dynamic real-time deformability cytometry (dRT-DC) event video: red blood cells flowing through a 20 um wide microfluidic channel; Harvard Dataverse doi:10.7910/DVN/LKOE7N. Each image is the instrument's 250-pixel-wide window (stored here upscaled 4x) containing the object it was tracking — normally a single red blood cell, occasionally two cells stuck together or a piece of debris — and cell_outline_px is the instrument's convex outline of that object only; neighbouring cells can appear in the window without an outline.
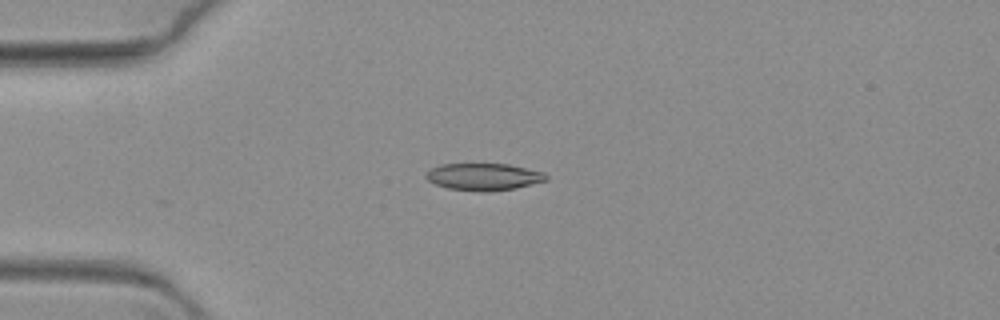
{"species": "common noctule bat (a hibernating species)", "species_latin": "Nyctalus noctula", "temperature_condition": "warm", "stored_images_in_passage": 50, "camera_frame_rate_fps": 3000, "um_per_image_px": 0.085, "animal": {"sex": "female", "body_mass_g": 19.3, "forearm_length_mm": 54.1}, "frame": {"image": 1, "passage_image": 17, "time_ms": 5.333, "image_size_px": [1000, 320], "cell_outline_px": [[548, 180], [516, 188], [484, 192], [448, 188], [436, 184], [428, 180], [424, 176], [432, 168], [440, 164], [508, 164], [544, 172], [548, 176]], "centroid_in_image_um": [41.14, 15.02], "position_along_channel_um": 43.9, "area_um2": 18.84}}
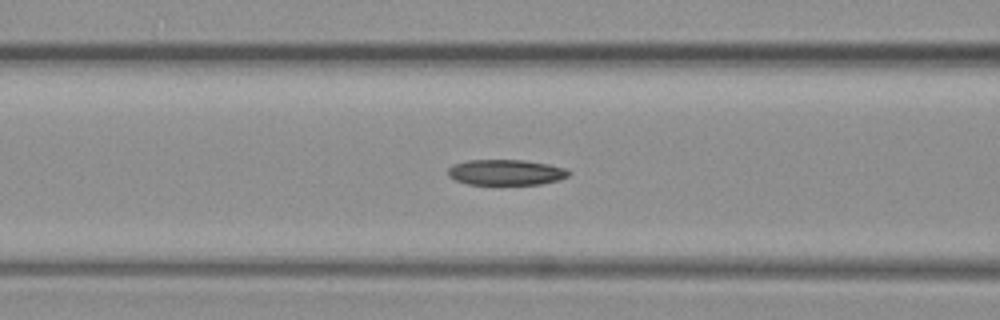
{"frame": {"image": 2, "passage_image": 27, "time_ms": 8.667, "image_size_px": [1000, 320], "cell_outline_px": [[572, 172], [568, 176], [560, 180], [540, 184], [468, 184], [456, 180], [448, 176], [448, 168], [452, 164], [468, 160], [524, 160], [548, 164], [564, 168]], "centroid_in_image_um": [43.0, 14.64], "position_along_channel_um": 123.6, "area_um2": 18.03}}
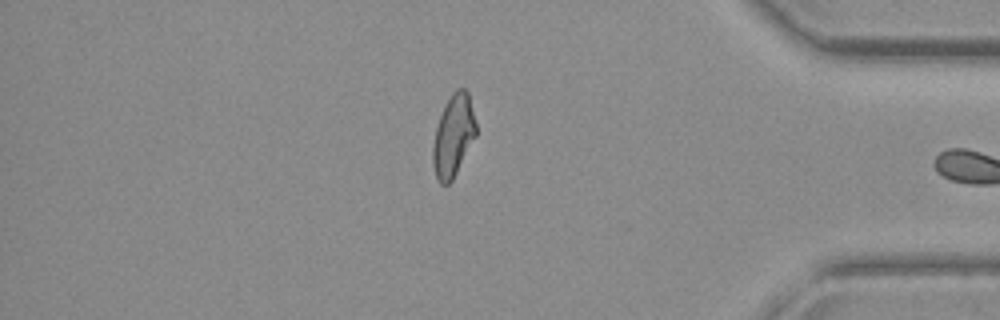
{"frame": {"image": 3, "passage_image": 49, "time_ms": 16.0, "image_size_px": [1000, 320], "cell_outline_px": [[476, 136], [452, 180], [448, 184], [440, 184], [436, 176], [432, 164], [432, 148], [436, 128], [444, 104], [452, 92], [456, 88], [464, 88], [468, 92], [476, 124]], "centroid_in_image_um": [38.52, 11.52], "position_along_channel_um": 396.7, "area_um2": 20.52}}